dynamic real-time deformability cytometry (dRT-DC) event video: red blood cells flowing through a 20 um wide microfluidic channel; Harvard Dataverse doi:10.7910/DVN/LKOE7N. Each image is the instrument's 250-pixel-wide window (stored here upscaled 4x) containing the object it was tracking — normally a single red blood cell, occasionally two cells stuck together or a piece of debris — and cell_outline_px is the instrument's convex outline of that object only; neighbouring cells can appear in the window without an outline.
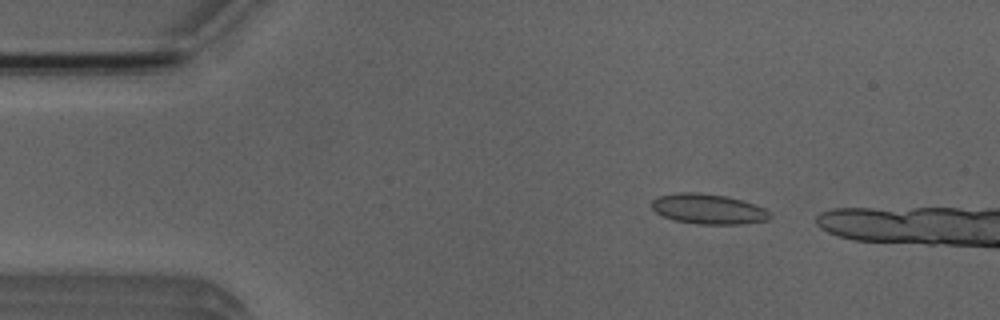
{"species": "Egyptian fruit bat (a non-hibernating species)", "species_latin": "Rousettus aegyptiacus", "temperature_condition": "room temperature", "stored_images_in_passage": 3, "camera_frame_rate_fps": 3000, "um_per_image_px": 0.085, "animal": {"sex": "male"}, "frame": {"image": 1, "passage_image": 1, "time_ms": 0.0, "image_size_px": [1000, 320], "cell_outline_px": [[772, 216], [768, 220], [740, 224], [700, 224], [672, 220], [656, 212], [652, 208], [652, 200], [660, 196], [676, 192], [696, 192], [724, 196], [756, 204], [764, 208]], "centroid_in_image_um": [60.19, 17.77], "position_along_channel_um": 24.8, "area_um2": 20.63}}